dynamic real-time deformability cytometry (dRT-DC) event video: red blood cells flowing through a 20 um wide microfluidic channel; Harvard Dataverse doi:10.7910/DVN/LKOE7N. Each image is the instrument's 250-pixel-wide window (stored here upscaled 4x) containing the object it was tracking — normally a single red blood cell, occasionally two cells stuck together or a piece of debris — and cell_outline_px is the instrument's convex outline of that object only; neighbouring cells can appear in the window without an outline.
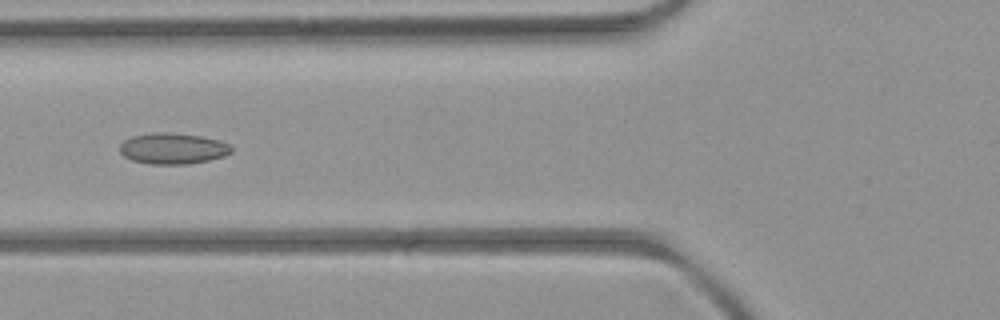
{"species": "common noctule bat (a hibernating species)", "species_latin": "Nyctalus noctula", "temperature_condition": "room temperature", "stored_images_in_passage": 6, "camera_frame_rate_fps": 3000, "um_per_image_px": 0.085, "animal": {"sex": "female", "body_mass_g": 21.9}, "frame": {"image": 1, "passage_image": 6, "time_ms": 5.667, "image_size_px": [1000, 320], "cell_outline_px": [[232, 152], [224, 156], [208, 160], [188, 164], [148, 164], [132, 160], [124, 156], [120, 152], [120, 144], [124, 140], [132, 136], [152, 132], [164, 132], [200, 136], [220, 140], [228, 144], [232, 148]], "centroid_in_image_um": [14.67, 12.62], "position_along_channel_um": 111.1, "area_um2": 20.17}}